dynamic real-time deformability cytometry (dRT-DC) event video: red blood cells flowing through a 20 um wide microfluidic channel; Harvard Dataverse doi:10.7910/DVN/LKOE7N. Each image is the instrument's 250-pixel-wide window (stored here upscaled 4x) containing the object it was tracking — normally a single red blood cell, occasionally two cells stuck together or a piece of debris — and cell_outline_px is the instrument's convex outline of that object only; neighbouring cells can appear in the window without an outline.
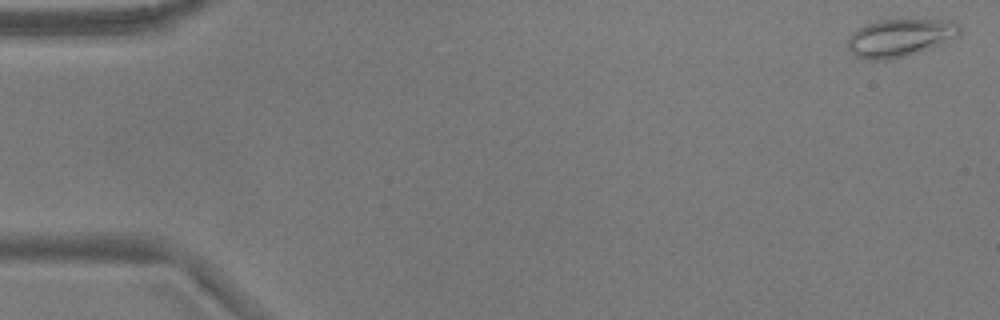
{"species": "common noctule bat (a hibernating species)", "species_latin": "Nyctalus noctula", "temperature_condition": "warm", "stored_images_in_passage": 53, "camera_frame_rate_fps": 3000, "um_per_image_px": 0.085, "animal": {"sex": "male", "body_mass_g": 17.9}, "frame": {"image": 1, "passage_image": 1, "time_ms": 0.0, "image_size_px": [1000, 320], "cell_outline_px": [[960, 36], [940, 44], [904, 56], [888, 60], [872, 60], [856, 56], [848, 48], [848, 36], [856, 28], [864, 24], [876, 20], [956, 20], [960, 24]], "centroid_in_image_um": [76.49, 3.19], "position_along_channel_um": 8.5, "area_um2": 24.68}}
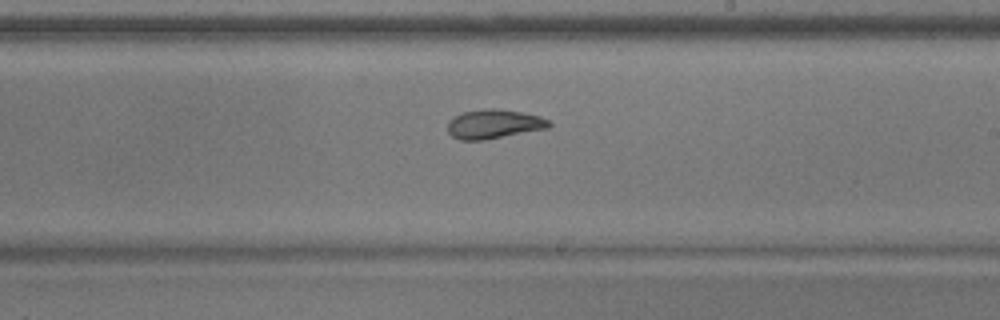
{"frame": {"image": 2, "passage_image": 31, "time_ms": 10.0, "image_size_px": [1000, 320], "cell_outline_px": [[552, 124], [548, 128], [484, 140], [460, 140], [452, 136], [448, 132], [448, 120], [464, 112], [484, 108], [496, 108], [520, 112], [540, 116], [548, 120]], "centroid_in_image_um": [41.97, 10.54], "position_along_channel_um": 247.0, "area_um2": 17.17}}
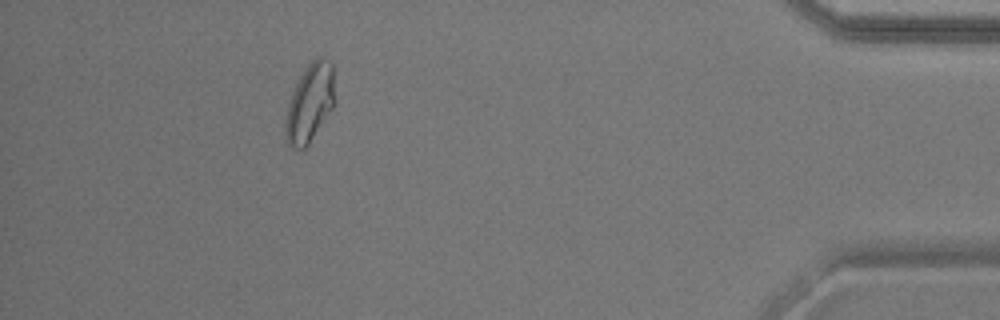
{"frame": {"image": 3, "passage_image": 48, "time_ms": 15.667, "image_size_px": [1000, 320], "cell_outline_px": [[332, 108], [308, 144], [304, 148], [292, 148], [288, 144], [284, 128], [284, 124], [288, 104], [292, 92], [304, 68], [316, 56], [324, 56], [332, 64]], "centroid_in_image_um": [26.29, 8.73], "position_along_channel_um": 408.9, "area_um2": 21.91}, "authors_computed_cell_mechanics": {"area_um2": 19.8254, "velocity_mm_per_s": 3.791, "shape_relaxation_time_tau1_ms": 4.2032, "shape_relaxation_time_tau2_ms": 2.8967, "deformation_change_tau1": 0.1318, "deformation_change_tau2": 0.0619}}